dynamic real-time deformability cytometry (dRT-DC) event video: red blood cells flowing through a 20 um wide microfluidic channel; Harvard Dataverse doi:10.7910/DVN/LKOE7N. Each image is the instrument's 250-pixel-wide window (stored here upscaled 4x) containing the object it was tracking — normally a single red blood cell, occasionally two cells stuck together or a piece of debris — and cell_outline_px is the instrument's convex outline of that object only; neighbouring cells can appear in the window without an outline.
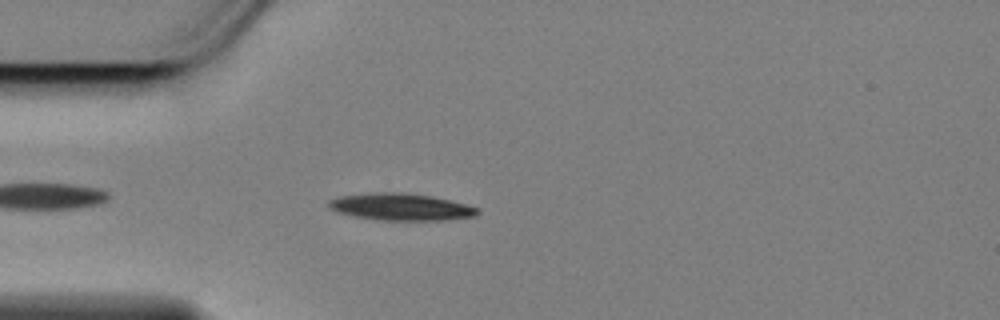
{"species": "Egyptian fruit bat (a non-hibernating species)", "species_latin": "Rousettus aegyptiacus", "temperature_condition": "cold", "stored_images_in_passage": 46, "camera_frame_rate_fps": 3000, "um_per_image_px": 0.085, "animal": {"sex": "female"}, "frame": {"image": 1, "passage_image": 4, "time_ms": 1.0, "image_size_px": [1000, 320], "cell_outline_px": [[480, 212], [476, 216], [444, 220], [376, 220], [336, 212], [328, 208], [328, 200], [340, 196], [376, 192], [400, 192], [432, 196], [468, 204], [480, 208]], "centroid_in_image_um": [34.1, 17.58], "position_along_channel_um": 50.9, "area_um2": 23.58}}
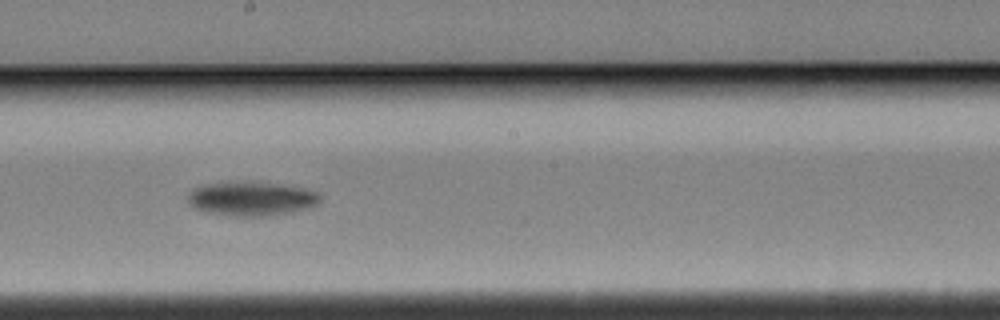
{"frame": {"image": 2, "passage_image": 20, "time_ms": 6.333, "image_size_px": [1000, 320], "cell_outline_px": [[320, 200], [316, 204], [308, 208], [292, 212], [268, 216], [228, 216], [204, 212], [192, 208], [188, 200], [188, 196], [196, 188], [208, 184], [272, 184], [300, 188], [316, 192], [320, 196]], "centroid_in_image_um": [21.36, 16.96], "position_along_channel_um": 226.8, "area_um2": 25.26}}
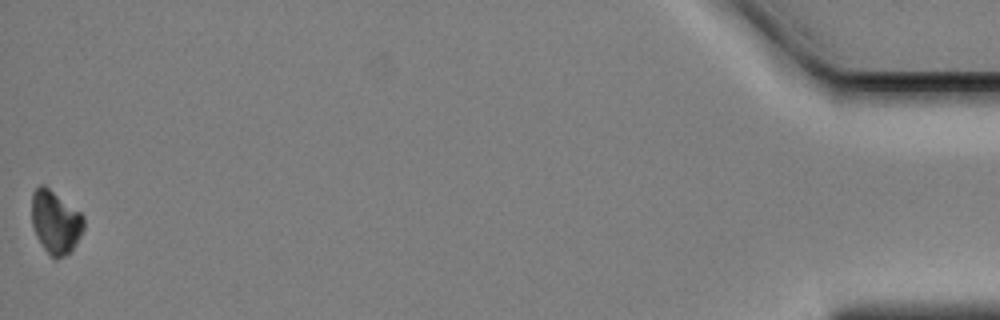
{"frame": {"image": 3, "passage_image": 46, "time_ms": 15.0, "image_size_px": [1000, 320], "cell_outline_px": [[84, 228], [76, 244], [64, 256], [56, 260], [44, 248], [32, 224], [32, 192], [40, 184], [44, 184], [80, 212], [84, 216]], "centroid_in_image_um": [4.72, 18.85], "position_along_channel_um": 430.5, "area_um2": 18.84}, "authors_computed_cell_mechanics": {"area_um2": 23.409, "velocity_mm_per_s": 3.4449, "shape_relaxation_time_tau1_ms": 1.8363, "shape_relaxation_time_tau2_ms": null, "deformation_change_tau1": 0.1252, "deformation_change_tau2": null}}